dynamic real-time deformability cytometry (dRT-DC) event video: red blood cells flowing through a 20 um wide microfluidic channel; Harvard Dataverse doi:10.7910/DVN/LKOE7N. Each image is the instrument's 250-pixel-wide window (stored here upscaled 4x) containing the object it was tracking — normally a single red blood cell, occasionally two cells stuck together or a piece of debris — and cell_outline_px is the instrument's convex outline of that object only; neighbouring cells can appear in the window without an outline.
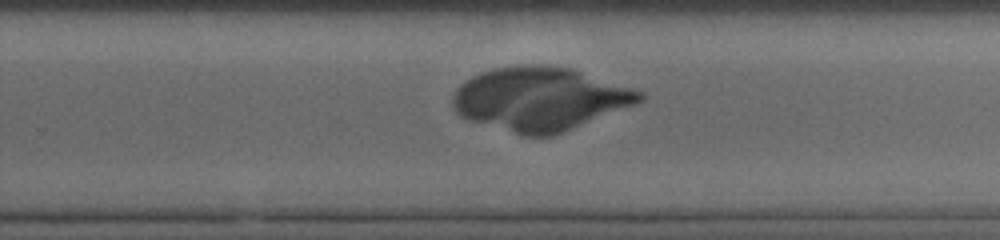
{"species": "human", "species_latin": "Homo sapiens", "temperature_condition": "cold", "stored_images_in_passage": 37, "camera_frame_rate_fps": 3000, "um_per_image_px": 0.085, "donor": {"sex": "male"}, "frame": {"image": 1, "passage_image": 27, "time_ms": 8.667, "image_size_px": [1000, 240], "cell_outline_px": [[644, 100], [636, 104], [552, 136], [524, 136], [468, 120], [460, 116], [452, 108], [452, 96], [460, 84], [472, 76], [480, 72], [496, 68], [568, 68], [632, 88], [644, 92]], "centroid_in_image_um": [45.87, 8.47], "position_along_channel_um": 283.9, "area_um2": 67.57}}
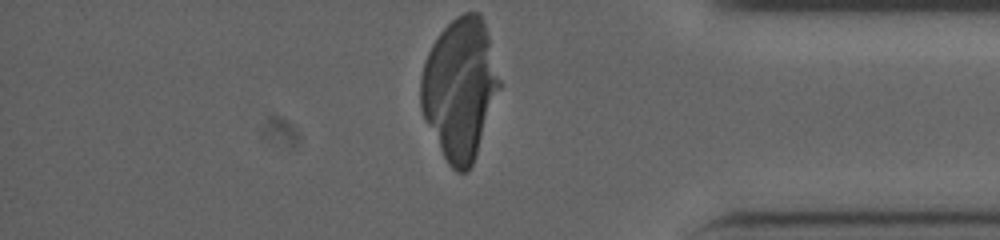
{"frame": {"image": 2, "passage_image": 37, "time_ms": 12.0, "image_size_px": [1000, 240], "cell_outline_px": [[500, 88], [476, 156], [468, 172], [456, 172], [448, 164], [420, 108], [420, 76], [424, 60], [432, 44], [440, 32], [456, 16], [464, 12], [480, 12], [484, 20], [500, 80]], "centroid_in_image_um": [39.08, 7.52], "position_along_channel_um": 396.1, "area_um2": 64.39}}